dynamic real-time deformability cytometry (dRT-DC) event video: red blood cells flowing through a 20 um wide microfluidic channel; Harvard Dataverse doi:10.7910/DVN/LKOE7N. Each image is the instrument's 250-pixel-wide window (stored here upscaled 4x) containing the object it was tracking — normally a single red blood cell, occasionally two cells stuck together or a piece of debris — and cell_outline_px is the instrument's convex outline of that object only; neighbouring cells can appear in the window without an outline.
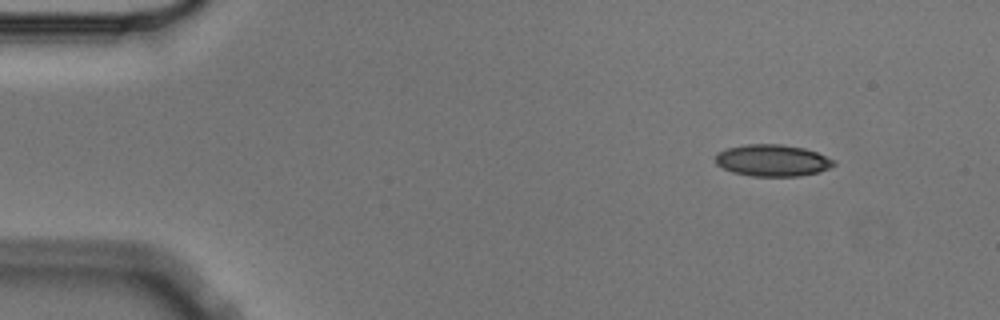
{"species": "Egyptian fruit bat (a non-hibernating species)", "species_latin": "Rousettus aegyptiacus", "temperature_condition": "cold", "stored_images_in_passage": 4, "segment_of_instrument_passage": [1, 2], "camera_frame_rate_fps": 3000, "um_per_image_px": 0.085, "animal": {"sex": "male"}, "frame": {"image": 1, "passage_image": 1, "time_ms": 0.0, "image_size_px": [1000, 320], "cell_outline_px": [[836, 164], [820, 172], [800, 176], [752, 176], [732, 172], [716, 164], [716, 152], [728, 148], [744, 144], [780, 144], [804, 148], [816, 152], [836, 160]], "centroid_in_image_um": [65.67, 13.63], "position_along_channel_um": 19.3, "area_um2": 21.96}}
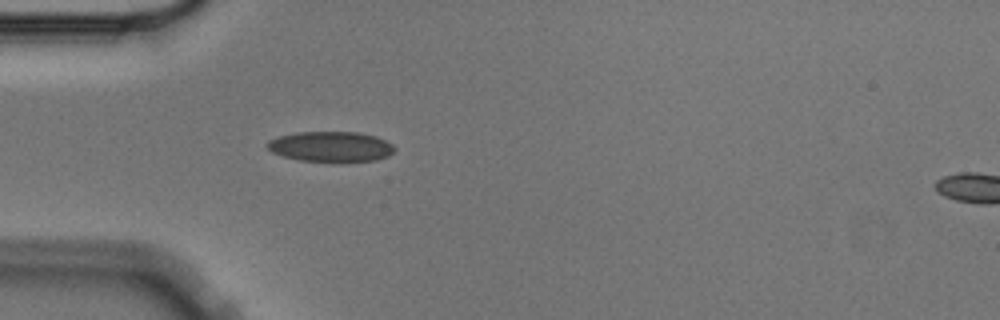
{"frame": {"image": 2, "passage_image": 3, "time_ms": 0.667, "image_size_px": [1000, 320], "cell_outline_px": [[396, 148], [388, 156], [376, 160], [340, 164], [300, 160], [284, 156], [272, 152], [264, 144], [268, 140], [280, 136], [296, 132], [356, 132], [376, 136], [392, 144]], "centroid_in_image_um": [28.13, 12.49], "position_along_channel_um": 56.9, "area_um2": 23.06}}